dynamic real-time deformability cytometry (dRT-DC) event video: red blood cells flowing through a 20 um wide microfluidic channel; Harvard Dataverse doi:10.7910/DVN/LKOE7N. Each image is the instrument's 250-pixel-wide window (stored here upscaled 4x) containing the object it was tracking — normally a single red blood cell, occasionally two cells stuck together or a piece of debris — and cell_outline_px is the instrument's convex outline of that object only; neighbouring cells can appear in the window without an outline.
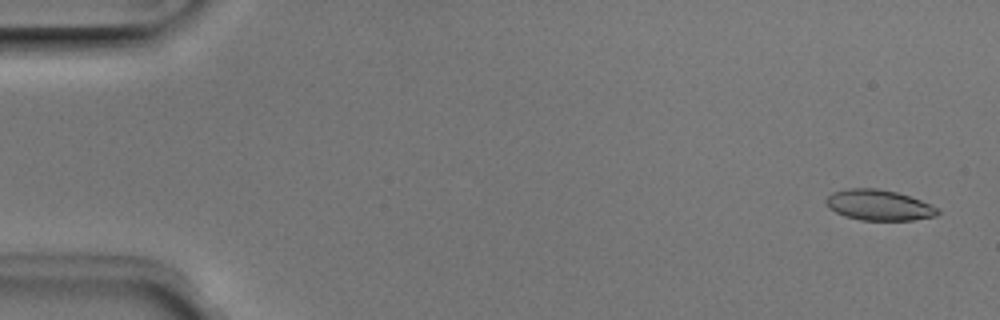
{"species": "Egyptian fruit bat (a non-hibernating species)", "species_latin": "Rousettus aegyptiacus", "temperature_condition": "room temperature", "stored_images_in_passage": 4, "camera_frame_rate_fps": 3000, "um_per_image_px": 0.085, "animal": {"sex": "male"}, "frame": {"image": 1, "passage_image": 1, "time_ms": 0.0, "image_size_px": [1000, 320], "cell_outline_px": [[940, 212], [936, 216], [912, 220], [860, 220], [844, 216], [828, 208], [824, 200], [832, 192], [848, 188], [876, 188], [896, 192], [932, 204], [940, 208]], "centroid_in_image_um": [74.7, 17.43], "position_along_channel_um": 10.3, "area_um2": 20.06}}